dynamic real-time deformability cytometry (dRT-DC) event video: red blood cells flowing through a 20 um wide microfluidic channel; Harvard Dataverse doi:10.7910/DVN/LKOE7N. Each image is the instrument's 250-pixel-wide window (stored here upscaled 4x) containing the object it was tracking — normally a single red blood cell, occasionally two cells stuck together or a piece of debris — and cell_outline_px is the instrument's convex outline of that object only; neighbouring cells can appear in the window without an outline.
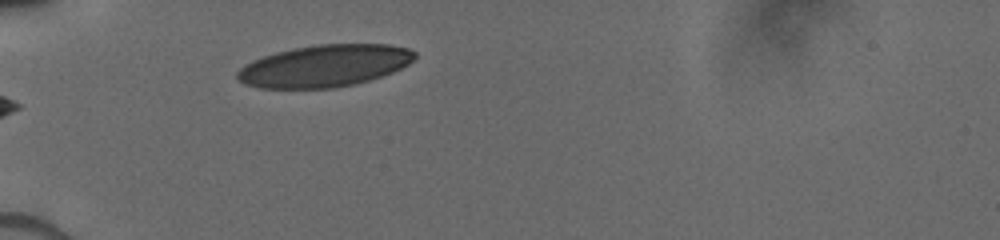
{"species": "human", "species_latin": "Homo sapiens", "temperature_condition": "cold", "stored_images_in_passage": 20, "camera_frame_rate_fps": 3000, "um_per_image_px": 0.085, "donor": {"sex": "male"}, "frame": {"image": 1, "passage_image": 1, "time_ms": 0.0, "image_size_px": [1000, 240], "cell_outline_px": [[416, 56], [408, 64], [392, 72], [368, 80], [352, 84], [332, 88], [260, 88], [244, 84], [236, 80], [236, 72], [244, 64], [252, 60], [276, 52], [292, 48], [316, 44], [392, 44], [408, 48], [416, 52]], "centroid_in_image_um": [27.54, 5.59], "position_along_channel_um": 57.5, "area_um2": 43.52}}